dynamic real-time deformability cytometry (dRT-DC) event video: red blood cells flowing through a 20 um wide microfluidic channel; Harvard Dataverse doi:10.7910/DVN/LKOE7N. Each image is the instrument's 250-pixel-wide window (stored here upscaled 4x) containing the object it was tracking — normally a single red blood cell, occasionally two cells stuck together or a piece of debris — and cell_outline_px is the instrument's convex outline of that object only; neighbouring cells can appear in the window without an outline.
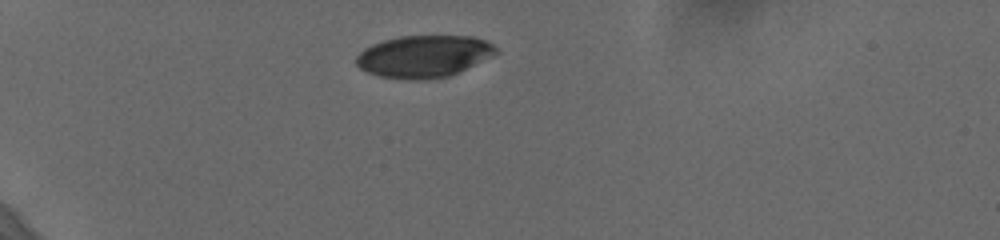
{"species": "human", "species_latin": "Homo sapiens", "temperature_condition": "cold", "stored_images_in_passage": 35, "camera_frame_rate_fps": 3000, "um_per_image_px": 0.085, "donor": {"sex": "female"}, "frame": {"image": 1, "passage_image": 1, "time_ms": 0.0, "image_size_px": [1000, 240], "cell_outline_px": [[500, 52], [492, 56], [448, 76], [420, 80], [408, 80], [380, 76], [368, 72], [360, 68], [356, 64], [356, 56], [364, 48], [372, 44], [384, 40], [400, 36], [472, 36], [484, 40], [492, 44]], "centroid_in_image_um": [36.0, 4.78], "position_along_channel_um": 49.0, "area_um2": 34.04}}
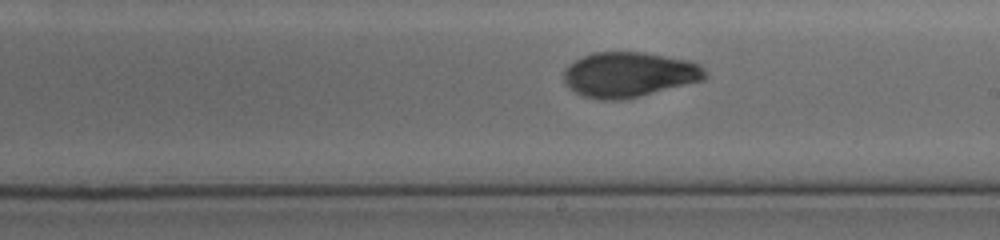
{"frame": {"image": 2, "passage_image": 20, "time_ms": 6.333, "image_size_px": [1000, 240], "cell_outline_px": [[708, 76], [704, 80], [620, 100], [600, 100], [584, 96], [568, 88], [564, 84], [564, 68], [568, 64], [584, 56], [596, 52], [644, 52], [688, 60], [700, 64], [708, 72]], "centroid_in_image_um": [53.47, 6.33], "position_along_channel_um": 235.5, "area_um2": 37.11}}
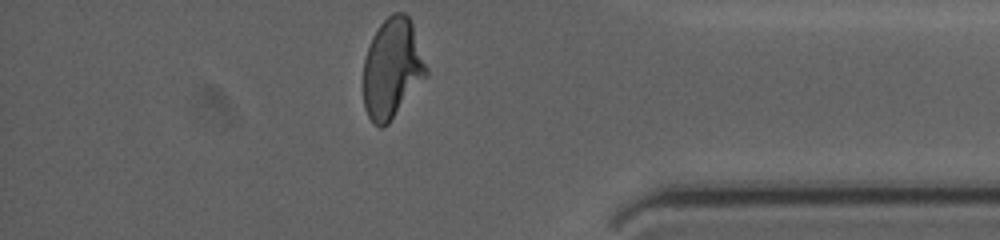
{"frame": {"image": 3, "passage_image": 35, "time_ms": 11.333, "image_size_px": [1000, 240], "cell_outline_px": [[428, 76], [388, 124], [380, 128], [372, 124], [364, 108], [364, 60], [368, 44], [372, 36], [380, 24], [392, 12], [404, 12], [408, 16], [412, 24], [428, 68]], "centroid_in_image_um": [33.33, 5.83], "position_along_channel_um": 401.9, "area_um2": 36.88}, "authors_computed_cell_mechanics": {"area_um2": 36.9342, "velocity_mm_per_s": 3.6425, "shape_relaxation_time_tau1_ms": 5.2547, "shape_relaxation_time_tau2_ms": 2.0219, "deformation_change_tau1": 0.1794, "deformation_change_tau2": 0.0623}}